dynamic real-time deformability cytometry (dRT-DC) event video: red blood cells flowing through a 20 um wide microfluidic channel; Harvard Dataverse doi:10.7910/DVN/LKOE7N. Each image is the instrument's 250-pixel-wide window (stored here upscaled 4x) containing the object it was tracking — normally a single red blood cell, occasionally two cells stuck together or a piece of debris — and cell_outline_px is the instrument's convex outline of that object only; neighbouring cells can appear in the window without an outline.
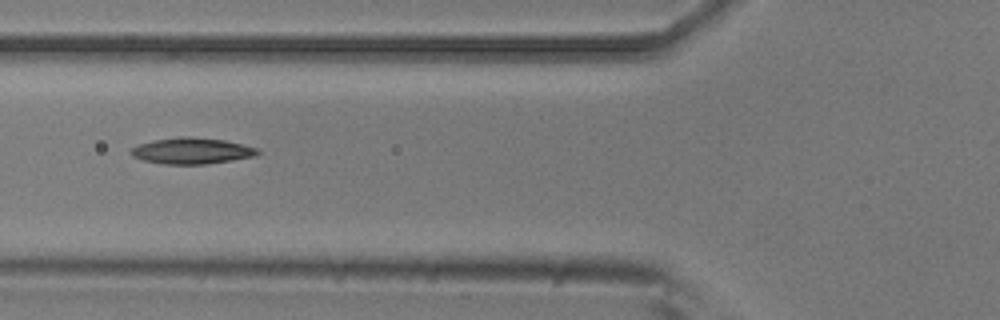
{"species": "common noctule bat (a hibernating species)", "species_latin": "Nyctalus noctula", "temperature_condition": "room temperature", "stored_images_in_passage": 3, "camera_frame_rate_fps": 3000, "um_per_image_px": 0.085, "animal": {"sex": "male", "body_mass_g": 20.5, "forearm_length_mm": 52.5}, "frame": {"image": 1, "passage_image": 3, "time_ms": 0.667, "image_size_px": [1000, 320], "cell_outline_px": [[260, 152], [252, 156], [208, 164], [164, 164], [144, 160], [132, 156], [128, 152], [132, 148], [140, 144], [152, 140], [180, 136], [192, 136], [224, 140], [256, 148]], "centroid_in_image_um": [16.24, 12.81], "position_along_channel_um": 109.6, "area_um2": 19.13}}